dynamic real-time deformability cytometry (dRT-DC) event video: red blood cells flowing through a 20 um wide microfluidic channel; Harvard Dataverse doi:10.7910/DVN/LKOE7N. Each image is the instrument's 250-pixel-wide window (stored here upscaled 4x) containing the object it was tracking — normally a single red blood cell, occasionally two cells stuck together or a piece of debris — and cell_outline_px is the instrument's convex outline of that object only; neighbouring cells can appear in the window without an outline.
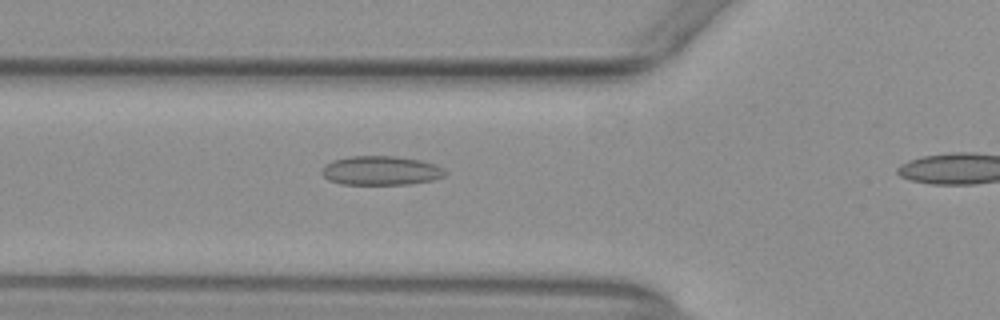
{"species": "common noctule bat (a hibernating species)", "species_latin": "Nyctalus noctula", "temperature_condition": "warm", "stored_images_in_passage": 7, "camera_frame_rate_fps": 3000, "um_per_image_px": 0.085, "animal": {"sex": "female", "body_mass_g": 29.2, "forearm_length_mm": 56.3}, "frame": {"image": 1, "passage_image": 6, "time_ms": 1.667, "image_size_px": [1000, 320], "cell_outline_px": [[448, 172], [444, 176], [432, 180], [408, 184], [340, 184], [328, 180], [320, 172], [324, 164], [332, 160], [348, 156], [396, 156], [420, 160], [436, 164], [444, 168]], "centroid_in_image_um": [32.36, 14.49], "position_along_channel_um": 93.4, "area_um2": 21.15}}